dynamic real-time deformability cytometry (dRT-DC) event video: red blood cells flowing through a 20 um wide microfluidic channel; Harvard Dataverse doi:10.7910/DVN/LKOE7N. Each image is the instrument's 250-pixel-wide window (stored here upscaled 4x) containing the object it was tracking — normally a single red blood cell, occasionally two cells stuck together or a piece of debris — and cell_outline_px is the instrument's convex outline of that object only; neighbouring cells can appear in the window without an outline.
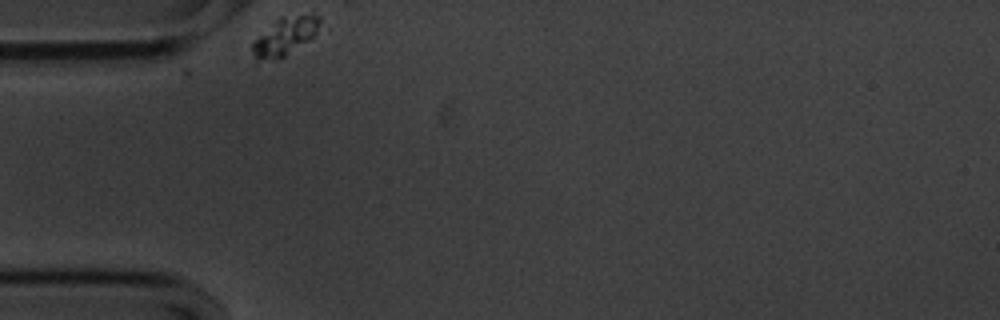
{"species": "common noctule bat (a hibernating species)", "species_latin": "Nyctalus noctula", "temperature_condition": "cold", "stored_images_in_passage": 5, "camera_frame_rate_fps": 3000, "um_per_image_px": 0.085, "animal": {"sex": "male", "body_mass_g": 20.1, "forearm_length_mm": 53.5}, "frame": {"image": 1, "passage_image": 1, "time_ms": 0.0, "image_size_px": [1000, 320], "cell_outline_px": [[320, 20], [316, 32], [308, 40], [284, 56], [256, 56], [252, 52], [252, 44], [280, 16], [312, 12], [320, 16]], "centroid_in_image_um": [24.34, 2.94], "position_along_channel_um": 60.7, "area_um2": 13.93}}